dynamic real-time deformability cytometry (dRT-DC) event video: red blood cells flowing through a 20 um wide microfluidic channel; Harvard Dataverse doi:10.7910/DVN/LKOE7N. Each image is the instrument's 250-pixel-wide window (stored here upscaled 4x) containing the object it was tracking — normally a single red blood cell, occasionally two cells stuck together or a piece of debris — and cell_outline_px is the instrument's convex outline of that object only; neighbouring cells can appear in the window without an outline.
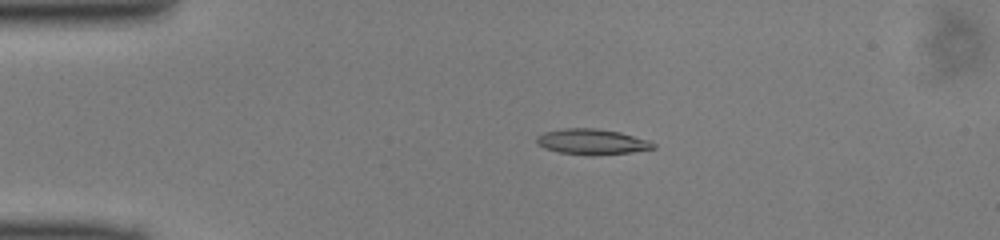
{"species": "common noctule bat (a hibernating species)", "species_latin": "Nyctalus noctula", "temperature_condition": "cold", "stored_images_in_passage": 50, "camera_frame_rate_fps": 3000, "um_per_image_px": 0.085, "animal": {"sex": "male", "body_mass_g": 13.0, "forearm_length_mm": 53.1}, "frame": {"image": 1, "passage_image": 11, "time_ms": 3.333, "image_size_px": [1000, 240], "cell_outline_px": [[656, 148], [632, 152], [592, 156], [588, 156], [560, 152], [544, 148], [536, 144], [536, 136], [544, 132], [564, 128], [596, 128], [620, 132], [648, 140], [656, 144]], "centroid_in_image_um": [50.3, 12.05], "position_along_channel_um": 34.7, "area_um2": 17.57}}
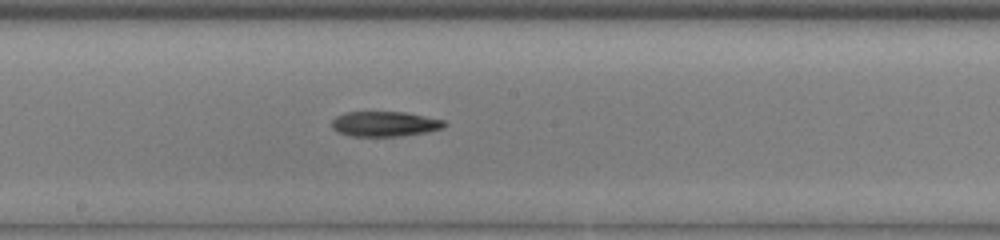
{"frame": {"image": 2, "passage_image": 27, "time_ms": 8.667, "image_size_px": [1000, 240], "cell_outline_px": [[448, 124], [444, 128], [428, 132], [400, 136], [352, 136], [340, 132], [332, 128], [332, 120], [336, 116], [344, 112], [404, 112], [444, 120]], "centroid_in_image_um": [32.73, 10.53], "position_along_channel_um": 215.5, "area_um2": 16.47}}
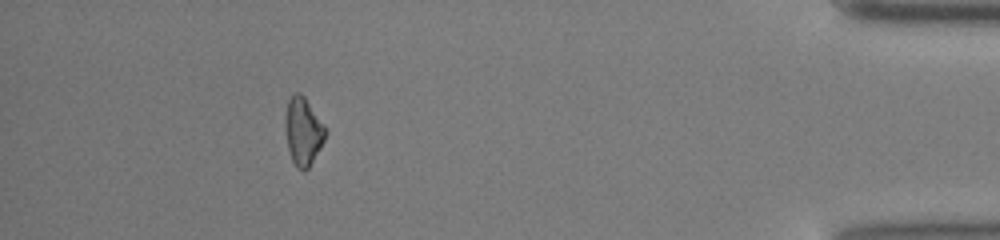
{"frame": {"image": 3, "passage_image": 45, "time_ms": 14.667, "image_size_px": [1000, 240], "cell_outline_px": [[328, 132], [324, 140], [308, 168], [304, 172], [296, 168], [292, 160], [288, 148], [284, 120], [288, 100], [296, 92], [300, 92], [304, 96], [328, 128]], "centroid_in_image_um": [25.78, 11.15], "position_along_channel_um": 409.4, "area_um2": 16.01}}